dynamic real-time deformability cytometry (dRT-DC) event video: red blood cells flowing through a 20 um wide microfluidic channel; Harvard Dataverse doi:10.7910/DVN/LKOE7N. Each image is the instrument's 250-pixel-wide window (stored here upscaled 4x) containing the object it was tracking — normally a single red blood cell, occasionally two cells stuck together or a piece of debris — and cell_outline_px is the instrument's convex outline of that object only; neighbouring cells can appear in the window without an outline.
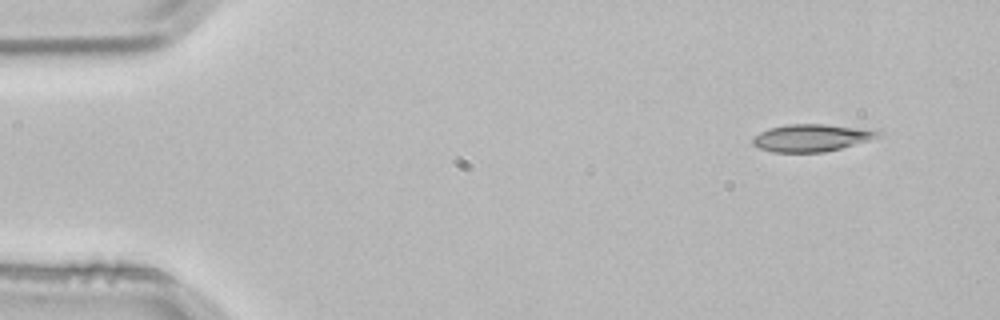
{"species": "common noctule bat (a hibernating species)", "species_latin": "Nyctalus noctula", "temperature_condition": "room temperature", "stored_images_in_passage": 3, "camera_frame_rate_fps": 3000, "um_per_image_px": 0.085, "animal": {"sex": "male", "body_mass_g": 21.5, "forearm_length_mm": 52.0}, "frame": {"image": 1, "passage_image": 1, "time_ms": 0.0, "image_size_px": [1000, 320], "cell_outline_px": [[884, 136], [840, 148], [824, 152], [772, 152], [760, 148], [752, 144], [752, 140], [760, 132], [768, 128], [788, 124], [824, 124], [876, 128]], "centroid_in_image_um": [69.06, 11.69], "position_along_channel_um": 15.9, "area_um2": 20.23}}
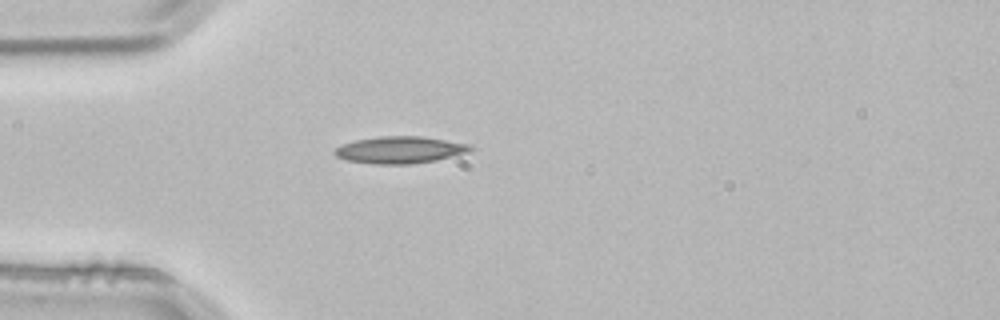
{"frame": {"image": 2, "passage_image": 3, "time_ms": 0.667, "image_size_px": [1000, 320], "cell_outline_px": [[476, 148], [468, 152], [436, 160], [408, 164], [376, 164], [348, 160], [336, 156], [332, 152], [336, 148], [344, 144], [356, 140], [380, 136], [420, 136], [468, 144]], "centroid_in_image_um": [34.0, 12.74], "position_along_channel_um": 51.0, "area_um2": 21.04}}